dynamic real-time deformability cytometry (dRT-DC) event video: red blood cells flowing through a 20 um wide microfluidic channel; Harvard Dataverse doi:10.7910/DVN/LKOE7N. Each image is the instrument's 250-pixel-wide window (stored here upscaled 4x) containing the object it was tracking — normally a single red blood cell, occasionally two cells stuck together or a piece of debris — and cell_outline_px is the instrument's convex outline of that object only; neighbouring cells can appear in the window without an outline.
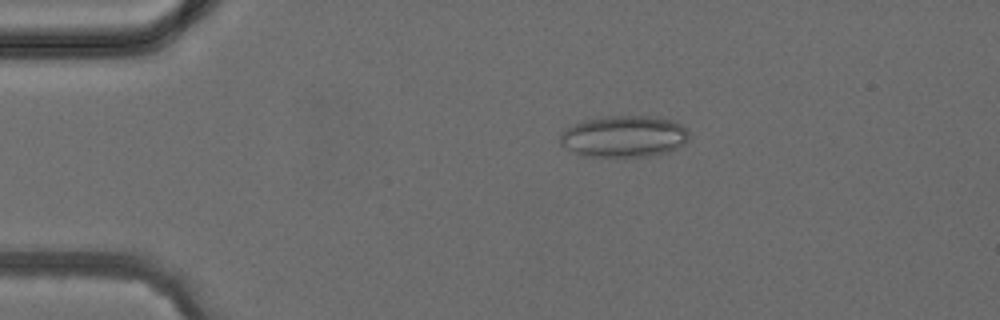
{"species": "common noctule bat (a hibernating species)", "species_latin": "Nyctalus noctula", "temperature_condition": "cold", "stored_images_in_passage": 4, "camera_frame_rate_fps": 3000, "um_per_image_px": 0.085, "animal": {"sex": "female", "body_mass_g": 24.6, "forearm_length_mm": 56.2}, "frame": {"image": 1, "passage_image": 3, "time_ms": 2.667, "image_size_px": [1000, 320], "cell_outline_px": [[688, 140], [684, 144], [668, 152], [648, 156], [580, 156], [564, 148], [560, 144], [560, 132], [564, 128], [584, 120], [612, 116], [656, 116], [676, 120], [688, 132]], "centroid_in_image_um": [53.02, 11.59], "position_along_channel_um": 32.0, "area_um2": 31.5}}